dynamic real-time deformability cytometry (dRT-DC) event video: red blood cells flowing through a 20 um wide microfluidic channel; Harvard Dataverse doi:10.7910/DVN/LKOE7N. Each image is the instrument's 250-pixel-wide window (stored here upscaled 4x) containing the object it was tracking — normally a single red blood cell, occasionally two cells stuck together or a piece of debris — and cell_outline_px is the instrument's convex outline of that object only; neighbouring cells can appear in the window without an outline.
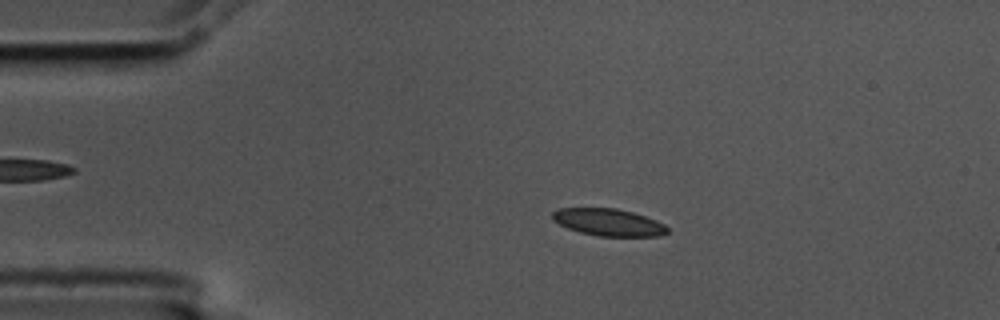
{"species": "common noctule bat (a hibernating species)", "species_latin": "Nyctalus noctula", "temperature_condition": "cold", "stored_images_in_passage": 7, "camera_frame_rate_fps": 3000, "um_per_image_px": 0.085, "animal": {"sex": "male", "body_mass_g": 17.5, "forearm_length_mm": 52.3}, "frame": {"image": 1, "passage_image": 3, "time_ms": 0.667, "image_size_px": [1000, 320], "cell_outline_px": [[668, 232], [660, 236], [596, 236], [580, 232], [568, 228], [552, 220], [552, 212], [556, 208], [616, 208], [632, 212], [656, 220], [664, 224], [668, 228]], "centroid_in_image_um": [51.7, 18.89], "position_along_channel_um": 33.3, "area_um2": 18.21}}
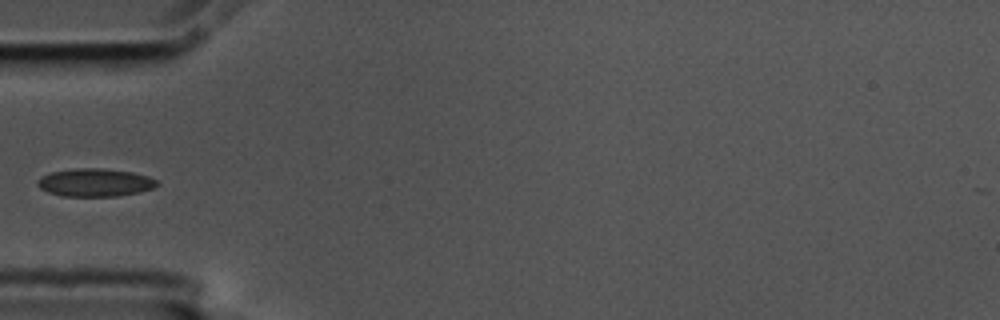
{"frame": {"image": 2, "passage_image": 5, "time_ms": 1.333, "image_size_px": [1000, 320], "cell_outline_px": [[160, 184], [152, 188], [140, 192], [116, 196], [60, 196], [48, 192], [40, 188], [36, 184], [36, 180], [40, 176], [52, 172], [72, 168], [104, 168], [132, 172], [148, 176], [156, 180]], "centroid_in_image_um": [8.05, 15.51], "position_along_channel_um": 77.0, "area_um2": 19.65}}